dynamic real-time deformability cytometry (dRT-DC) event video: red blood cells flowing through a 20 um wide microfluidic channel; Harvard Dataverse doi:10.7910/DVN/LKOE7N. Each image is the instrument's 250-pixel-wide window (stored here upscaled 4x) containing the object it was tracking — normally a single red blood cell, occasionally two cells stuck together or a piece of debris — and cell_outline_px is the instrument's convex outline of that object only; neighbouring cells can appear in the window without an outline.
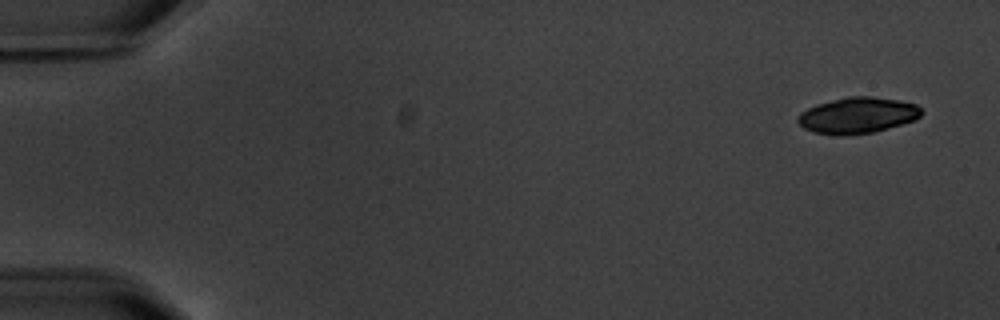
{"species": "common noctule bat (a hibernating species)", "species_latin": "Nyctalus noctula", "temperature_condition": "warm", "stored_images_in_passage": 5, "camera_frame_rate_fps": 3000, "um_per_image_px": 0.085, "animal": {"sex": "male", "body_mass_g": 20.1, "forearm_length_mm": 53.5}, "frame": {"image": 1, "passage_image": 1, "time_ms": 0.0, "image_size_px": [1000, 320], "cell_outline_px": [[924, 112], [916, 120], [872, 132], [848, 136], [836, 136], [812, 132], [804, 128], [796, 120], [796, 116], [800, 112], [816, 104], [848, 96], [872, 96], [900, 100], [916, 104]], "centroid_in_image_um": [72.87, 9.81], "position_along_channel_um": 12.1, "area_um2": 26.3}}